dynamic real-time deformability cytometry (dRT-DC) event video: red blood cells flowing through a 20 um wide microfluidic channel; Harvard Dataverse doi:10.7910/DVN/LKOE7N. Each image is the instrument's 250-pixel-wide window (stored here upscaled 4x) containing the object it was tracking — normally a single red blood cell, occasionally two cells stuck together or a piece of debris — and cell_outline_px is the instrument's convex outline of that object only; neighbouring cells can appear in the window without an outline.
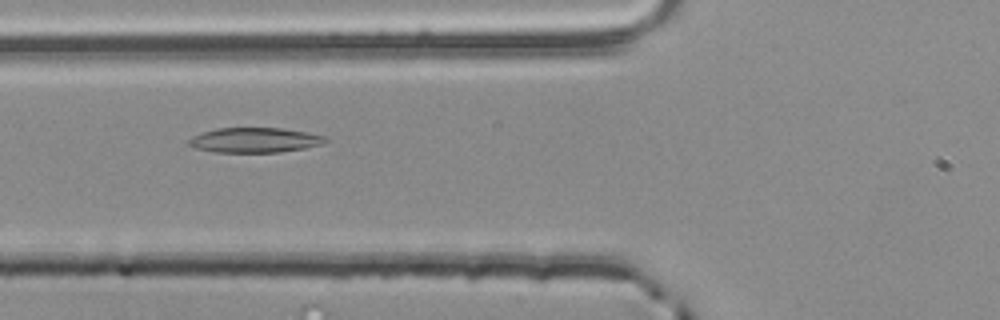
{"species": "common noctule bat (a hibernating species)", "species_latin": "Nyctalus noctula", "temperature_condition": "room temperature", "stored_images_in_passage": 39, "camera_frame_rate_fps": 3000, "um_per_image_px": 0.085, "animal": {"sex": "male", "body_mass_g": 20.4}, "frame": {"image": 1, "passage_image": 6, "time_ms": 1.667, "image_size_px": [1000, 320], "cell_outline_px": [[328, 140], [320, 144], [304, 148], [280, 152], [216, 152], [196, 148], [188, 144], [188, 140], [192, 136], [216, 128], [280, 128], [308, 132], [328, 136]], "centroid_in_image_um": [21.67, 11.9], "position_along_channel_um": 104.1, "area_um2": 19.77}}
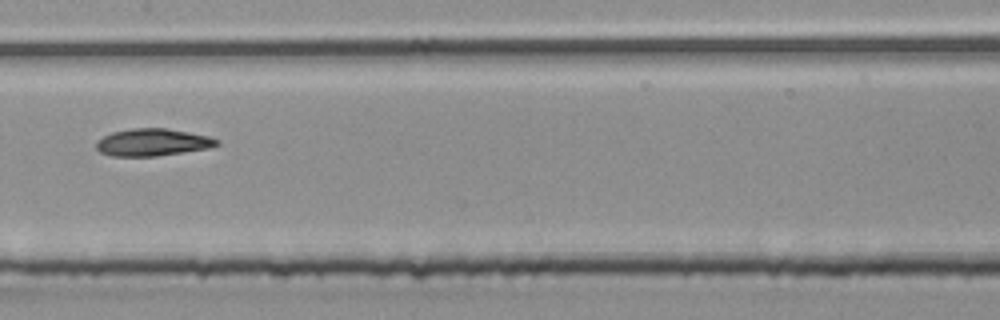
{"frame": {"image": 2, "passage_image": 13, "time_ms": 4.0, "image_size_px": [1000, 320], "cell_outline_px": [[220, 144], [208, 148], [156, 156], [112, 156], [100, 152], [96, 148], [96, 140], [112, 132], [132, 128], [168, 128], [208, 136], [220, 140]], "centroid_in_image_um": [12.95, 12.09], "position_along_channel_um": 194.4, "area_um2": 19.13}}
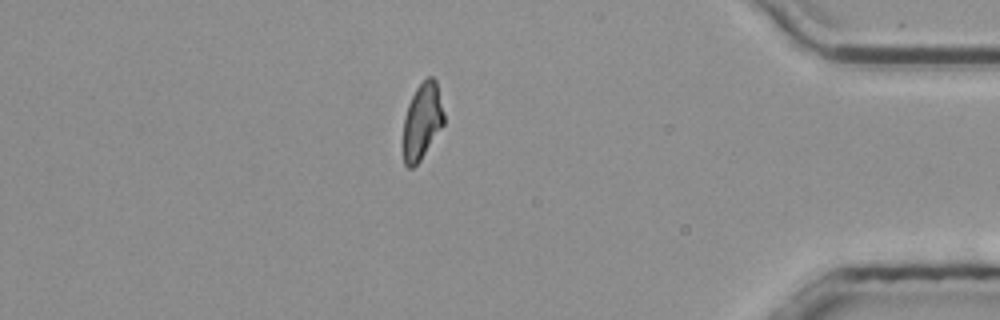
{"frame": {"image": 3, "passage_image": 32, "time_ms": 10.333, "image_size_px": [1000, 320], "cell_outline_px": [[444, 124], [420, 160], [412, 168], [408, 168], [404, 164], [404, 120], [408, 104], [416, 88], [428, 76], [432, 76], [436, 80], [444, 112]], "centroid_in_image_um": [35.89, 10.28], "position_along_channel_um": 399.3, "area_um2": 17.86}, "authors_computed_cell_mechanics": {"area_um2": 18.8428, "velocity_mm_per_s": 3.841, "shape_relaxation_time_tau1_ms": null, "shape_relaxation_time_tau2_ms": 3.0157, "deformation_change_tau1": null, "deformation_change_tau2": 0.0962}}